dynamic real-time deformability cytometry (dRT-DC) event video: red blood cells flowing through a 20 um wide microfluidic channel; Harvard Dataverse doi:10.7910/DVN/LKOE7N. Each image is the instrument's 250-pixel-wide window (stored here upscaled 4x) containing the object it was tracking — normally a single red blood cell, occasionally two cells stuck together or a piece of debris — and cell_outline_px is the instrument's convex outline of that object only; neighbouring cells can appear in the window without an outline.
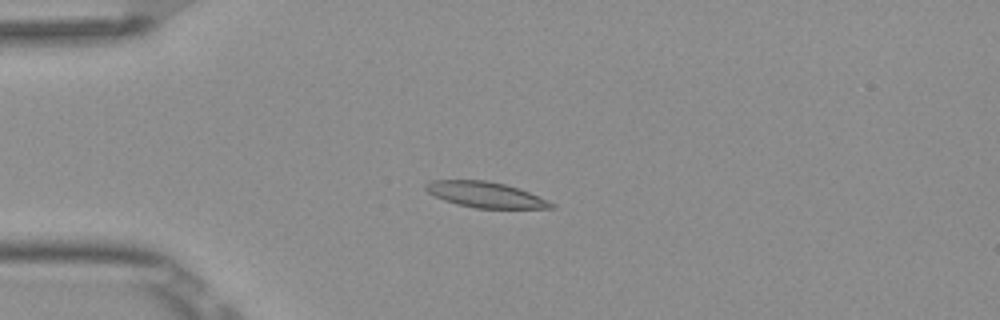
{"species": "Egyptian fruit bat (a non-hibernating species)", "species_latin": "Rousettus aegyptiacus", "temperature_condition": "room temperature", "stored_images_in_passage": 4, "camera_frame_rate_fps": 3000, "um_per_image_px": 0.085, "frame": {"image": 1, "passage_image": 4, "time_ms": 1.0, "image_size_px": [1000, 320], "cell_outline_px": [[556, 208], [476, 208], [456, 204], [444, 200], [428, 192], [424, 188], [424, 184], [432, 180], [488, 180], [520, 188], [548, 200], [556, 204]], "centroid_in_image_um": [41.28, 16.54], "position_along_channel_um": 43.7, "area_um2": 18.84}}